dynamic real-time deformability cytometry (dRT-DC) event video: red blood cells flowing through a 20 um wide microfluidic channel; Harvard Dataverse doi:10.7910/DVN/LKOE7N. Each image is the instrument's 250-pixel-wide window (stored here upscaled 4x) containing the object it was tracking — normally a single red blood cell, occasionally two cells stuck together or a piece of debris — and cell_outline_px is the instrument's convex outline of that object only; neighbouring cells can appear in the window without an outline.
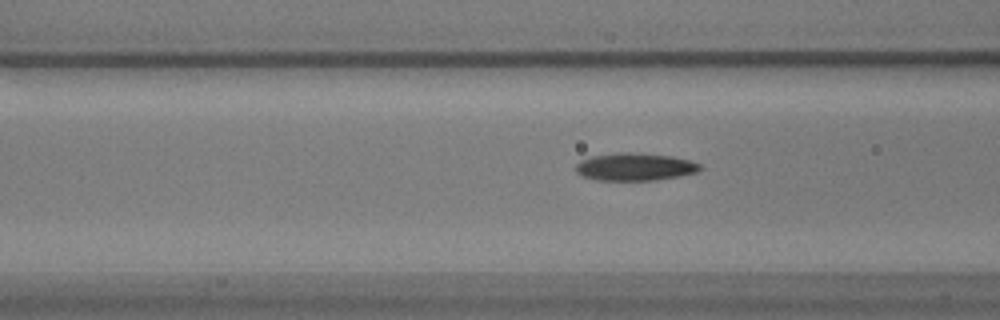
{"species": "common noctule bat (a hibernating species)", "species_latin": "Nyctalus noctula", "temperature_condition": "warm", "stored_images_in_passage": 43, "camera_frame_rate_fps": 3000, "um_per_image_px": 0.085, "animal": {"sex": "male", "body_mass_g": 17.9}, "frame": {"image": 1, "passage_image": 10, "time_ms": 3.0, "image_size_px": [1000, 320], "cell_outline_px": [[704, 168], [696, 172], [680, 176], [652, 180], [596, 180], [580, 176], [576, 172], [576, 164], [580, 160], [592, 156], [620, 152], [628, 152], [672, 156], [688, 160], [700, 164]], "centroid_in_image_um": [53.94, 14.18], "position_along_channel_um": 112.7, "area_um2": 20.0}}
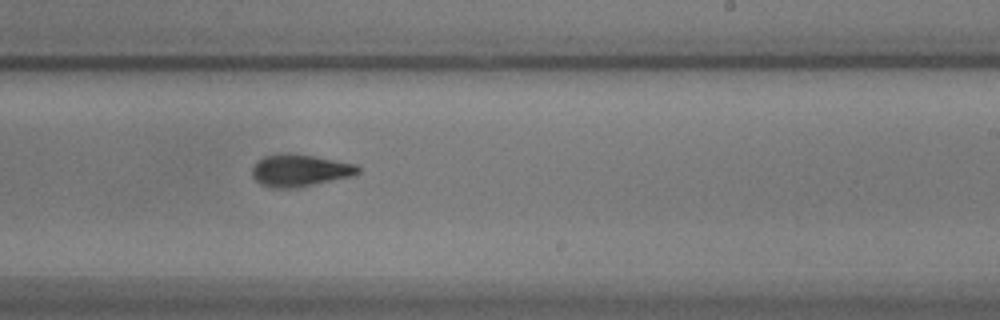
{"frame": {"image": 2, "passage_image": 23, "time_ms": 7.333, "image_size_px": [1000, 320], "cell_outline_px": [[360, 172], [352, 176], [296, 188], [272, 188], [260, 184], [252, 176], [252, 168], [264, 156], [280, 152], [292, 152], [356, 164], [360, 168]], "centroid_in_image_um": [25.47, 14.47], "position_along_channel_um": 263.5, "area_um2": 19.94}}
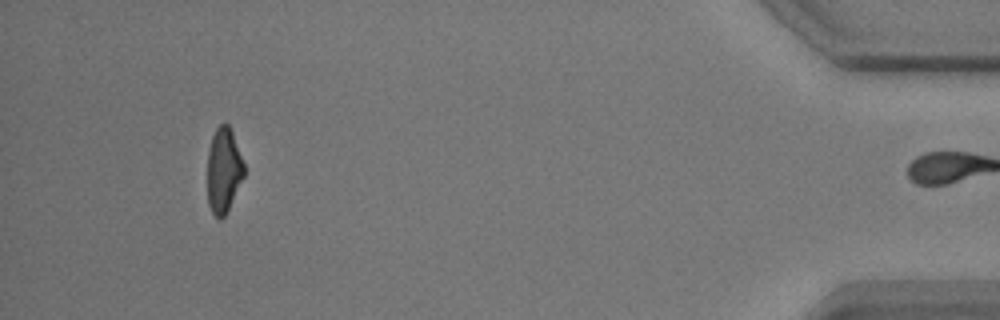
{"frame": {"image": 3, "passage_image": 42, "time_ms": 13.667, "image_size_px": [1000, 320], "cell_outline_px": [[244, 176], [224, 216], [220, 220], [212, 212], [208, 204], [208, 152], [212, 136], [216, 128], [220, 124], [228, 124], [232, 132], [244, 164]], "centroid_in_image_um": [19.0, 14.47], "position_along_channel_um": 416.2, "area_um2": 17.8}, "authors_computed_cell_mechanics": {"area_um2": 19.7676, "velocity_mm_per_s": 3.4737, "shape_relaxation_time_tau1_ms": 3.4414, "shape_relaxation_time_tau2_ms": 2.7581, "deformation_change_tau1": 0.1365, "deformation_change_tau2": 0.0959}}